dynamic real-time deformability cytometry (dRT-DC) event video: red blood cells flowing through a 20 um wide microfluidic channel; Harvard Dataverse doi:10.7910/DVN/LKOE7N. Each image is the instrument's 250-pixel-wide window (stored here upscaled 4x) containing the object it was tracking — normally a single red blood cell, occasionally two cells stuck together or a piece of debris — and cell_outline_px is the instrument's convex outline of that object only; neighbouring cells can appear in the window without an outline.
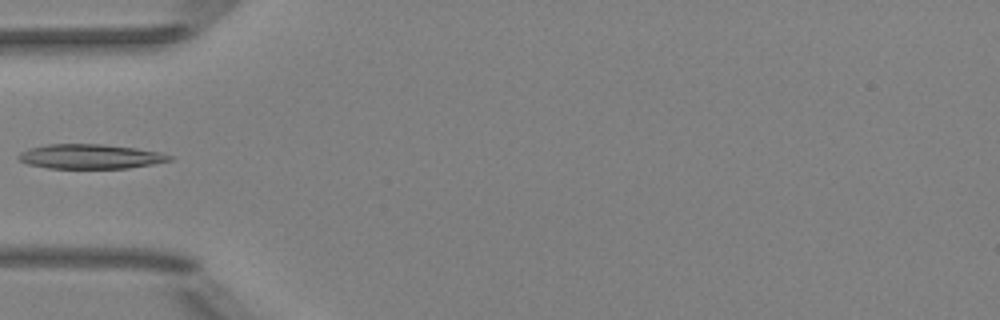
{"species": "Egyptian fruit bat (a non-hibernating species)", "species_latin": "Rousettus aegyptiacus", "temperature_condition": "room temperature", "stored_images_in_passage": 6, "camera_frame_rate_fps": 3000, "um_per_image_px": 0.085, "animal": {"sex": "female"}, "frame": {"image": 1, "passage_image": 6, "time_ms": 5.667, "image_size_px": [1000, 320], "cell_outline_px": [[172, 160], [152, 164], [128, 168], [48, 168], [28, 164], [20, 160], [16, 156], [20, 152], [28, 148], [48, 144], [104, 144], [136, 148], [160, 152], [172, 156]], "centroid_in_image_um": [7.66, 13.29], "position_along_channel_um": 77.3, "area_um2": 21.62}}